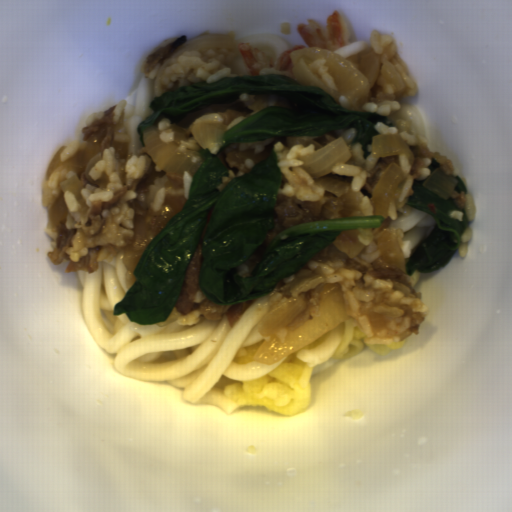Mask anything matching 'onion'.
I'll list each match as a JSON object with an SVG mask.
<instances>
[{
  "label": "onion",
  "mask_w": 512,
  "mask_h": 512,
  "mask_svg": "<svg viewBox=\"0 0 512 512\" xmlns=\"http://www.w3.org/2000/svg\"><path fill=\"white\" fill-rule=\"evenodd\" d=\"M83 188L84 186L76 174H74L70 179L59 183V189L61 192L71 191L75 196L78 204L76 213L81 220H86L87 216L90 215V210L85 198L80 193Z\"/></svg>",
  "instance_id": "onion-12"
},
{
  "label": "onion",
  "mask_w": 512,
  "mask_h": 512,
  "mask_svg": "<svg viewBox=\"0 0 512 512\" xmlns=\"http://www.w3.org/2000/svg\"><path fill=\"white\" fill-rule=\"evenodd\" d=\"M227 124L212 122H197L190 124L191 131L196 143L203 149L211 145L221 144L226 132Z\"/></svg>",
  "instance_id": "onion-9"
},
{
  "label": "onion",
  "mask_w": 512,
  "mask_h": 512,
  "mask_svg": "<svg viewBox=\"0 0 512 512\" xmlns=\"http://www.w3.org/2000/svg\"><path fill=\"white\" fill-rule=\"evenodd\" d=\"M372 157H386L389 155H405L411 166L414 164L415 154L406 141L397 134L385 133L372 135L370 142Z\"/></svg>",
  "instance_id": "onion-7"
},
{
  "label": "onion",
  "mask_w": 512,
  "mask_h": 512,
  "mask_svg": "<svg viewBox=\"0 0 512 512\" xmlns=\"http://www.w3.org/2000/svg\"><path fill=\"white\" fill-rule=\"evenodd\" d=\"M292 61V73L295 80L305 86H314L327 93L333 100L335 95L309 64L323 58L338 94L345 99L353 111H360L370 97L376 80L381 77L390 82L396 92H404L405 82L388 58L379 56L371 50L361 54L359 67L347 59L322 48L309 47L288 52Z\"/></svg>",
  "instance_id": "onion-2"
},
{
  "label": "onion",
  "mask_w": 512,
  "mask_h": 512,
  "mask_svg": "<svg viewBox=\"0 0 512 512\" xmlns=\"http://www.w3.org/2000/svg\"><path fill=\"white\" fill-rule=\"evenodd\" d=\"M359 229L342 230L333 240L332 245L348 258L356 257L365 244L359 237Z\"/></svg>",
  "instance_id": "onion-11"
},
{
  "label": "onion",
  "mask_w": 512,
  "mask_h": 512,
  "mask_svg": "<svg viewBox=\"0 0 512 512\" xmlns=\"http://www.w3.org/2000/svg\"><path fill=\"white\" fill-rule=\"evenodd\" d=\"M173 141L163 142L157 125H150L142 132L141 140L144 145L138 153L148 154L154 166L168 176L182 177L184 172L195 176L203 162L199 152L181 149L182 142H189L185 128L171 124Z\"/></svg>",
  "instance_id": "onion-3"
},
{
  "label": "onion",
  "mask_w": 512,
  "mask_h": 512,
  "mask_svg": "<svg viewBox=\"0 0 512 512\" xmlns=\"http://www.w3.org/2000/svg\"><path fill=\"white\" fill-rule=\"evenodd\" d=\"M321 274H311L293 284L288 299L272 309L257 330L264 341L253 356L265 365L279 362L348 317L341 286L322 285Z\"/></svg>",
  "instance_id": "onion-1"
},
{
  "label": "onion",
  "mask_w": 512,
  "mask_h": 512,
  "mask_svg": "<svg viewBox=\"0 0 512 512\" xmlns=\"http://www.w3.org/2000/svg\"><path fill=\"white\" fill-rule=\"evenodd\" d=\"M405 179L406 173L400 168L398 163L391 162L386 167L372 189L370 201L373 206V216H382L383 219L388 218L389 203L397 188Z\"/></svg>",
  "instance_id": "onion-6"
},
{
  "label": "onion",
  "mask_w": 512,
  "mask_h": 512,
  "mask_svg": "<svg viewBox=\"0 0 512 512\" xmlns=\"http://www.w3.org/2000/svg\"><path fill=\"white\" fill-rule=\"evenodd\" d=\"M67 145H61L58 150L55 152L53 157L47 164L45 175L46 178L51 176L55 170H65L66 172H77V163H76V154L71 156L69 159L65 161H61V154L65 150Z\"/></svg>",
  "instance_id": "onion-13"
},
{
  "label": "onion",
  "mask_w": 512,
  "mask_h": 512,
  "mask_svg": "<svg viewBox=\"0 0 512 512\" xmlns=\"http://www.w3.org/2000/svg\"><path fill=\"white\" fill-rule=\"evenodd\" d=\"M351 151L341 136L324 145L317 151L301 157L302 168L312 179L314 185L341 197L349 192L348 183L335 176H328L335 167L342 166L351 158Z\"/></svg>",
  "instance_id": "onion-4"
},
{
  "label": "onion",
  "mask_w": 512,
  "mask_h": 512,
  "mask_svg": "<svg viewBox=\"0 0 512 512\" xmlns=\"http://www.w3.org/2000/svg\"><path fill=\"white\" fill-rule=\"evenodd\" d=\"M425 188L447 200L456 190L458 183L454 174H447L446 169L438 166L423 183Z\"/></svg>",
  "instance_id": "onion-10"
},
{
  "label": "onion",
  "mask_w": 512,
  "mask_h": 512,
  "mask_svg": "<svg viewBox=\"0 0 512 512\" xmlns=\"http://www.w3.org/2000/svg\"><path fill=\"white\" fill-rule=\"evenodd\" d=\"M377 250L386 265L393 269H402L406 274V260L400 248L398 230L386 228L377 236Z\"/></svg>",
  "instance_id": "onion-8"
},
{
  "label": "onion",
  "mask_w": 512,
  "mask_h": 512,
  "mask_svg": "<svg viewBox=\"0 0 512 512\" xmlns=\"http://www.w3.org/2000/svg\"><path fill=\"white\" fill-rule=\"evenodd\" d=\"M235 48L234 36L228 33H216V34H205L195 36L178 49H176L171 55H169L162 63L160 68L157 70L154 79V96L155 98L160 97L163 92L160 85L161 78L163 76L164 69L169 65L170 61L174 58H179L181 54L187 51H197L199 49H233Z\"/></svg>",
  "instance_id": "onion-5"
},
{
  "label": "onion",
  "mask_w": 512,
  "mask_h": 512,
  "mask_svg": "<svg viewBox=\"0 0 512 512\" xmlns=\"http://www.w3.org/2000/svg\"><path fill=\"white\" fill-rule=\"evenodd\" d=\"M101 154L102 152H99L98 154H96L93 158H91L89 160V162L87 163L86 167H85V171H84V175H85V178L92 184L94 185H98L99 188H102V189H106L107 186H108V183L110 182L109 180V177L104 173V171H102L100 177L98 178V180H94L90 177L89 175V172L90 170L93 168V166L98 163L99 161L102 160L101 158Z\"/></svg>",
  "instance_id": "onion-14"
}]
</instances>
